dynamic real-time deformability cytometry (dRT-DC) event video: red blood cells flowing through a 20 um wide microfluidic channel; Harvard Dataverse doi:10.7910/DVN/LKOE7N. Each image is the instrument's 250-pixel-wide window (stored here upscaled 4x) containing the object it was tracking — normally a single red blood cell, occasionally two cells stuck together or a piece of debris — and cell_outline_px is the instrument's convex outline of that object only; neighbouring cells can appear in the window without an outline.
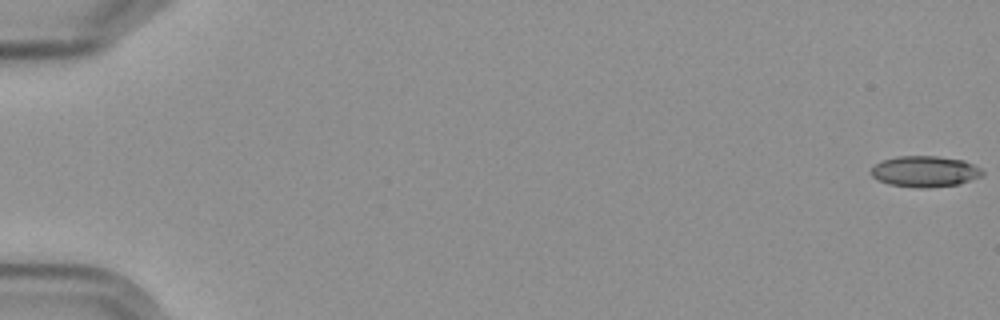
{"species": "Egyptian fruit bat (a non-hibernating species)", "species_latin": "Rousettus aegyptiacus", "temperature_condition": "cold", "stored_images_in_passage": 5, "camera_frame_rate_fps": 3000, "um_per_image_px": 0.085, "frame": {"image": 1, "passage_image": 1, "time_ms": 0.0, "image_size_px": [1000, 320], "cell_outline_px": [[984, 176], [960, 184], [924, 188], [920, 188], [888, 184], [876, 180], [868, 172], [880, 160], [896, 156], [936, 156], [964, 160], [980, 168], [984, 172]], "centroid_in_image_um": [78.6, 14.57], "position_along_channel_um": 6.4, "area_um2": 20.4}}